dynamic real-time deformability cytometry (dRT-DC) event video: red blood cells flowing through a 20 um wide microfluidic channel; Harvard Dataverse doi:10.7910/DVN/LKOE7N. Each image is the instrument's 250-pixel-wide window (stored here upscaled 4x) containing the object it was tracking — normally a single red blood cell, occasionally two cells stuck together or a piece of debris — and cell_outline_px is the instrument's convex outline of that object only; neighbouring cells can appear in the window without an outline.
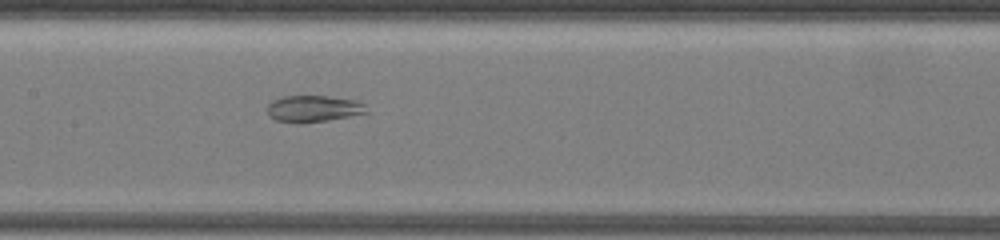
{"species": "common noctule bat (a hibernating species)", "species_latin": "Nyctalus noctula", "temperature_condition": "warm", "stored_images_in_passage": 80, "segment_of_instrument_passage": [2, 2], "camera_frame_rate_fps": 3000, "um_per_image_px": 0.085, "animal": {"sex": "female", "body_mass_g": 19.5, "forearm_length_mm": 54.1}, "frame": {"image": 1, "passage_image": 45, "time_ms": 14.667, "image_size_px": [1000, 240], "cell_outline_px": [[368, 112], [328, 120], [304, 124], [296, 124], [276, 120], [268, 116], [268, 104], [272, 100], [284, 96], [328, 96], [356, 100], [364, 104]], "centroid_in_image_um": [26.6, 9.25], "position_along_channel_um": 180.8, "area_um2": 15.49}}
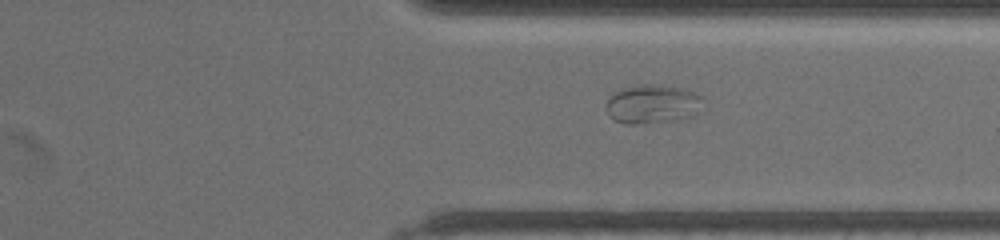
{"frame": {"image": 2, "passage_image": 64, "time_ms": 21.0, "image_size_px": [1000, 240], "cell_outline_px": [[704, 96], [700, 112], [692, 116], [676, 120], [636, 124], [624, 124], [612, 120], [608, 116], [604, 108], [604, 104], [616, 92], [624, 88], [640, 84], [656, 84], [684, 88], [696, 92]], "centroid_in_image_um": [55.48, 8.85], "position_along_channel_um": 355.9, "area_um2": 22.48}}
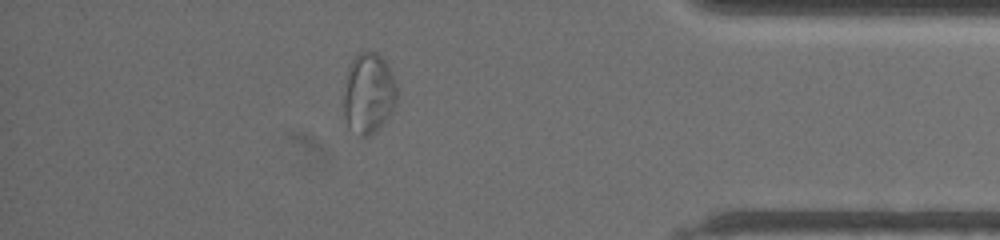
{"frame": {"image": 3, "passage_image": 72, "time_ms": 23.667, "image_size_px": [1000, 240], "cell_outline_px": [[396, 104], [380, 128], [368, 136], [360, 136], [348, 124], [344, 116], [344, 80], [348, 68], [352, 60], [360, 52], [376, 52], [384, 60], [396, 84]], "centroid_in_image_um": [31.31, 7.93], "position_along_channel_um": 403.9, "area_um2": 24.74}}